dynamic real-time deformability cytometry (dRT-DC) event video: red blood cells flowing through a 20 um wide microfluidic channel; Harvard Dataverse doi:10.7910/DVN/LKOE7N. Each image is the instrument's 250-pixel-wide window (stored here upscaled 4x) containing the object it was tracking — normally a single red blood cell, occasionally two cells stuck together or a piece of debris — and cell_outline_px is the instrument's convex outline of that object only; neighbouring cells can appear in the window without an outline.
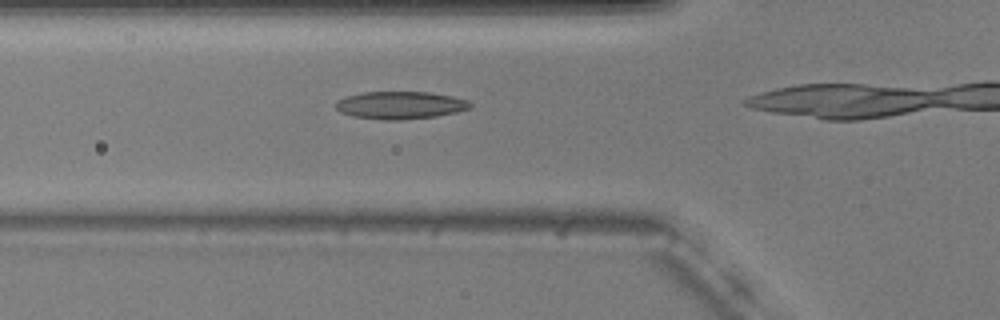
{"species": "common noctule bat (a hibernating species)", "species_latin": "Nyctalus noctula", "temperature_condition": "warm", "stored_images_in_passage": 16, "camera_frame_rate_fps": 3000, "um_per_image_px": 0.085, "animal": {"sex": "male", "body_mass_g": 20.5, "forearm_length_mm": 52.5}, "frame": {"image": 1, "passage_image": 12, "time_ms": 3.667, "image_size_px": [1000, 320], "cell_outline_px": [[472, 108], [456, 112], [436, 116], [400, 120], [384, 120], [352, 116], [340, 112], [336, 108], [336, 100], [348, 96], [364, 92], [428, 92], [452, 96], [468, 100], [472, 104]], "centroid_in_image_um": [34.04, 8.94], "position_along_channel_um": 91.8, "area_um2": 21.62}}